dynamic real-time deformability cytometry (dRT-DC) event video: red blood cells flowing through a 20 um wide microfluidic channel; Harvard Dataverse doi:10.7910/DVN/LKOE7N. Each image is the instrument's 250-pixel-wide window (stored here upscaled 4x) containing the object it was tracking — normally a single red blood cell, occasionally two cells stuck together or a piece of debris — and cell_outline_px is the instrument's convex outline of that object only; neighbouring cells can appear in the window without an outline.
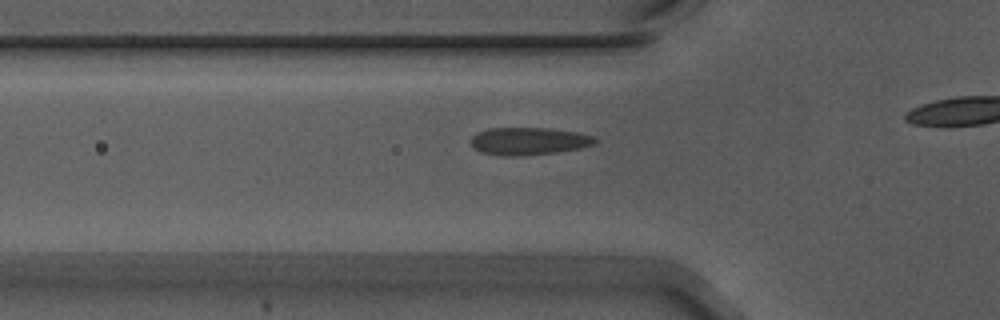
{"species": "Egyptian fruit bat (a non-hibernating species)", "species_latin": "Rousettus aegyptiacus", "temperature_condition": "warm", "stored_images_in_passage": 21, "camera_frame_rate_fps": 3000, "um_per_image_px": 0.085, "animal": {"sex": "male"}, "frame": {"image": 1, "passage_image": 12, "time_ms": 3.667, "image_size_px": [1000, 320], "cell_outline_px": [[600, 140], [596, 144], [580, 148], [560, 152], [520, 156], [500, 156], [480, 152], [472, 148], [468, 140], [476, 132], [488, 128], [548, 128], [576, 132], [592, 136]], "centroid_in_image_um": [44.9, 12.01], "position_along_channel_um": 80.9, "area_um2": 20.4}}
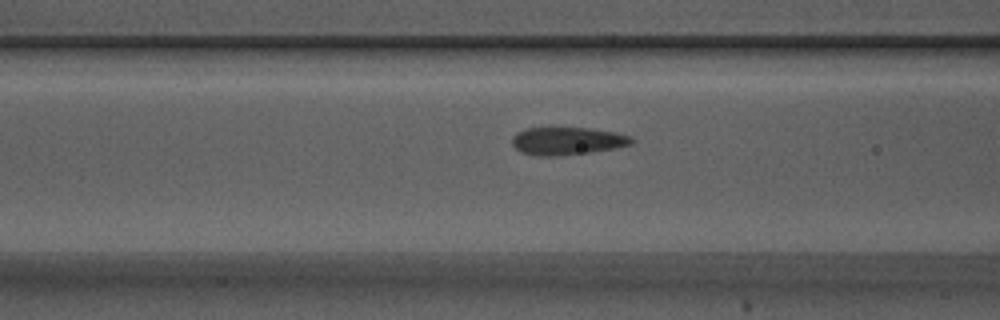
{"frame": {"image": 2, "passage_image": 15, "time_ms": 4.667, "image_size_px": [1000, 320], "cell_outline_px": [[636, 140], [632, 144], [616, 148], [592, 152], [556, 156], [540, 156], [520, 152], [512, 144], [512, 136], [516, 132], [528, 128], [548, 124], [592, 128], [632, 136]], "centroid_in_image_um": [48.19, 11.93], "position_along_channel_um": 118.4, "area_um2": 20.35}}
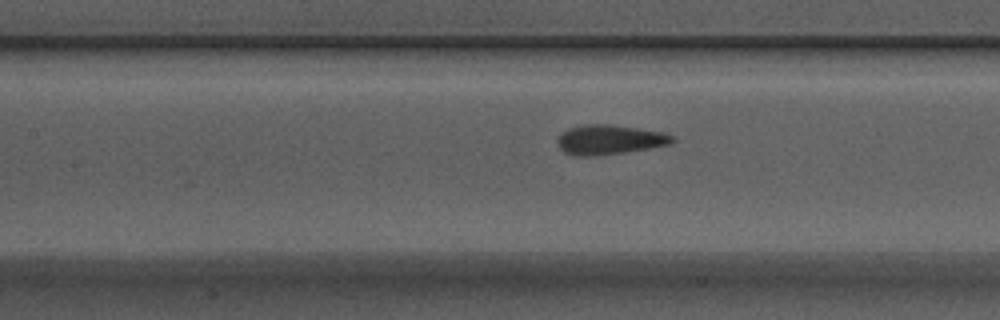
{"frame": {"image": 3, "passage_image": 18, "time_ms": 5.667, "image_size_px": [1000, 320], "cell_outline_px": [[676, 140], [672, 144], [624, 152], [592, 156], [576, 156], [564, 152], [560, 148], [556, 140], [568, 128], [588, 124], [608, 124], [664, 132], [672, 136]], "centroid_in_image_um": [51.82, 11.87], "position_along_channel_um": 155.6, "area_um2": 19.65}}